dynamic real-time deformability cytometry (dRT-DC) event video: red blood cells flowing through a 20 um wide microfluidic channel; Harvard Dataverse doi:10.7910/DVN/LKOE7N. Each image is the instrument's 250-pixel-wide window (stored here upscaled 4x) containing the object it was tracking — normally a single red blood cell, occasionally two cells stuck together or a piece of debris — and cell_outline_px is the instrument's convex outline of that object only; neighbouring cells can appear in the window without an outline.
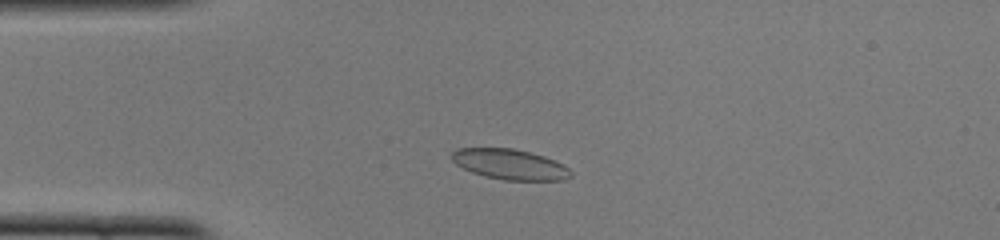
{"species": "common noctule bat (a hibernating species)", "species_latin": "Nyctalus noctula", "temperature_condition": "cold", "stored_images_in_passage": 45, "camera_frame_rate_fps": 3000, "um_per_image_px": 0.085, "animal": {"sex": "female", "body_mass_g": 22.0, "forearm_length_mm": 56.7}, "frame": {"image": 1, "passage_image": 7, "time_ms": 2.0, "image_size_px": [1000, 240], "cell_outline_px": [[572, 176], [564, 180], [504, 180], [484, 176], [472, 172], [456, 164], [448, 156], [456, 148], [512, 148], [544, 156], [556, 160], [564, 164], [572, 172]], "centroid_in_image_um": [43.34, 13.96], "position_along_channel_um": 41.7, "area_um2": 21.21}}
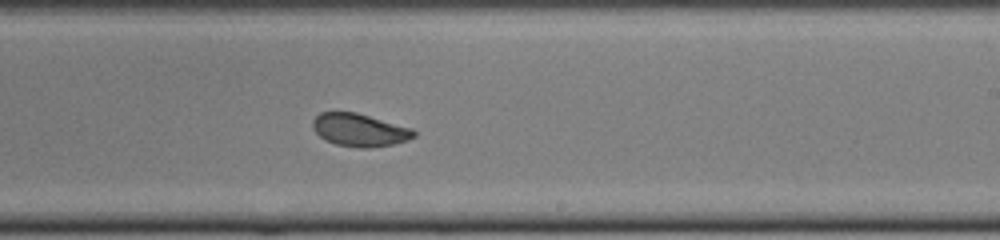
{"frame": {"image": 2, "passage_image": 25, "time_ms": 8.0, "image_size_px": [1000, 240], "cell_outline_px": [[416, 136], [408, 140], [392, 144], [368, 148], [360, 148], [336, 144], [324, 140], [312, 128], [312, 120], [320, 112], [356, 112], [412, 128], [416, 132]], "centroid_in_image_um": [30.55, 11.05], "position_along_channel_um": 258.4, "area_um2": 19.36}}
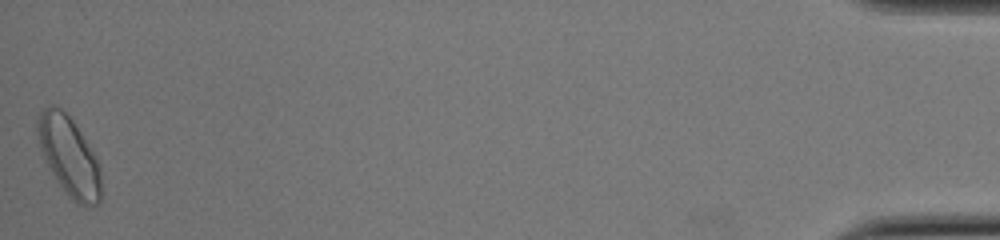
{"frame": {"image": 3, "passage_image": 45, "time_ms": 14.667, "image_size_px": [1000, 240], "cell_outline_px": [[100, 200], [96, 204], [88, 208], [84, 208], [76, 204], [68, 196], [52, 172], [40, 148], [36, 128], [36, 120], [40, 112], [48, 104], [52, 104], [60, 108], [72, 120], [80, 132], [100, 164]], "centroid_in_image_um": [5.87, 13.29], "position_along_channel_um": 429.3, "area_um2": 29.07}, "authors_computed_cell_mechanics": {"area_um2": 20.4034, "velocity_mm_per_s": 3.9754, "shape_relaxation_time_tau1_ms": 4.9307, "shape_relaxation_time_tau2_ms": 1.2747, "deformation_change_tau1": 0.1386, "deformation_change_tau2": 0.0497}}